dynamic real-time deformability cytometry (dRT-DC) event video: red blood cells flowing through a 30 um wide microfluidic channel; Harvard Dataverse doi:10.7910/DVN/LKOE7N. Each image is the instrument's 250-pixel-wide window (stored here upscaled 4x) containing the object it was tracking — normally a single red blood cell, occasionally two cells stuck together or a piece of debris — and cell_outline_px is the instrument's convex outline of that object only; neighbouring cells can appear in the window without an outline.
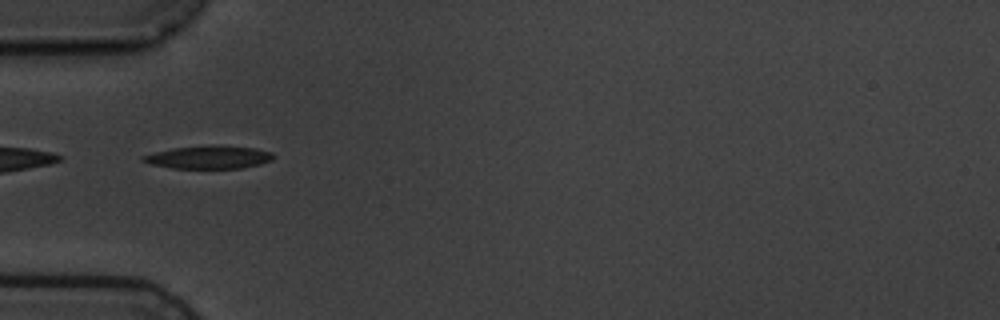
{"species": "common noctule bat (a hibernating species)", "species_latin": "Nyctalus noctula", "temperature_condition": "cold", "stored_images_in_passage": 6, "camera_frame_rate_fps": 3000, "um_per_image_px": 0.085, "animal": {"sex": "male", "body_mass_g": 19.5, "forearm_length_mm": 54.6}, "frame": {"image": 1, "passage_image": 2, "time_ms": 1.333, "image_size_px": [1000, 320], "cell_outline_px": [[276, 156], [272, 160], [260, 164], [244, 168], [172, 168], [152, 164], [140, 160], [140, 156], [172, 148], [256, 148], [272, 152]], "centroid_in_image_um": [17.75, 13.41], "position_along_channel_um": 67.2, "area_um2": 16.47}}
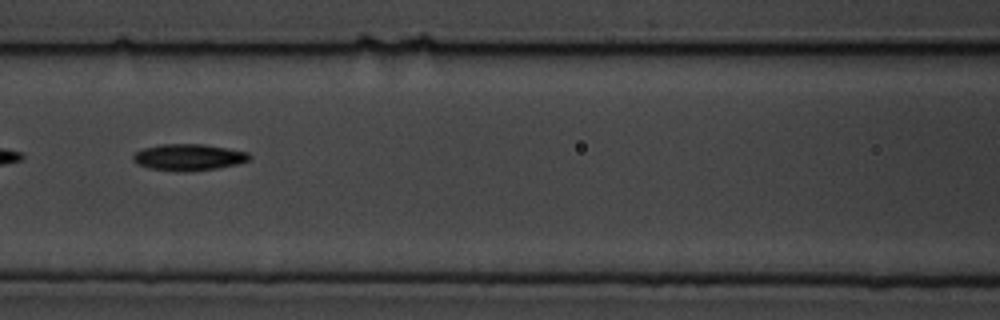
{"frame": {"image": 2, "passage_image": 4, "time_ms": 3.667, "image_size_px": [1000, 320], "cell_outline_px": [[252, 156], [248, 160], [236, 164], [216, 168], [148, 168], [136, 164], [132, 160], [132, 156], [136, 152], [144, 148], [160, 144], [204, 144], [228, 148], [248, 152]], "centroid_in_image_um": [16.03, 13.3], "position_along_channel_um": 150.6, "area_um2": 16.99}}
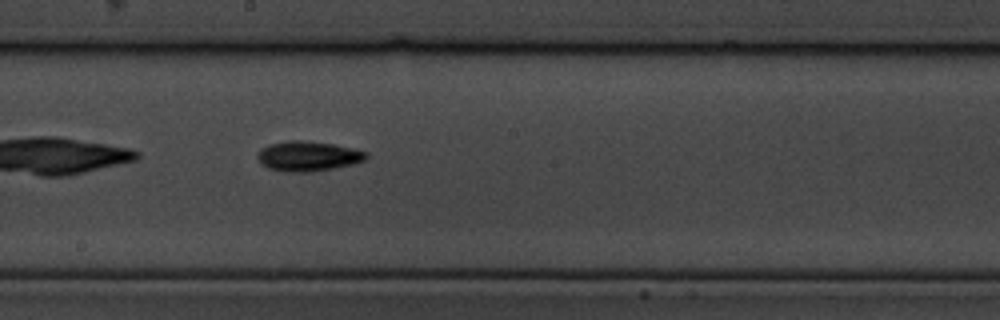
{"frame": {"image": 3, "passage_image": 6, "time_ms": 5.667, "image_size_px": [1000, 320], "cell_outline_px": [[368, 156], [364, 160], [352, 164], [332, 168], [308, 172], [284, 172], [268, 168], [260, 164], [260, 148], [268, 144], [288, 140], [296, 140], [332, 144], [352, 148], [368, 152]], "centroid_in_image_um": [26.17, 13.27], "position_along_channel_um": 222.0, "area_um2": 18.73}}